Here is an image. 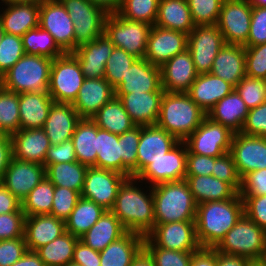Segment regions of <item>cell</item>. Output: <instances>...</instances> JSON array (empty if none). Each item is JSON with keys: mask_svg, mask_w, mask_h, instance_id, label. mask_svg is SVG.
I'll return each instance as SVG.
<instances>
[{"mask_svg": "<svg viewBox=\"0 0 266 266\" xmlns=\"http://www.w3.org/2000/svg\"><path fill=\"white\" fill-rule=\"evenodd\" d=\"M138 183L141 182L134 177L123 182L111 212L120 220L127 232H135L146 237L155 225L154 198L152 186H148L149 190L144 192Z\"/></svg>", "mask_w": 266, "mask_h": 266, "instance_id": "6da1fadb", "label": "cell"}, {"mask_svg": "<svg viewBox=\"0 0 266 266\" xmlns=\"http://www.w3.org/2000/svg\"><path fill=\"white\" fill-rule=\"evenodd\" d=\"M243 215L239 193L230 199L197 204L196 236L201 248H215Z\"/></svg>", "mask_w": 266, "mask_h": 266, "instance_id": "7a4b0ae2", "label": "cell"}, {"mask_svg": "<svg viewBox=\"0 0 266 266\" xmlns=\"http://www.w3.org/2000/svg\"><path fill=\"white\" fill-rule=\"evenodd\" d=\"M207 114L187 92L165 91L156 125L179 141H184L201 124Z\"/></svg>", "mask_w": 266, "mask_h": 266, "instance_id": "3957f363", "label": "cell"}, {"mask_svg": "<svg viewBox=\"0 0 266 266\" xmlns=\"http://www.w3.org/2000/svg\"><path fill=\"white\" fill-rule=\"evenodd\" d=\"M155 225L178 221H195L197 203L185 180L152 186Z\"/></svg>", "mask_w": 266, "mask_h": 266, "instance_id": "277c9868", "label": "cell"}, {"mask_svg": "<svg viewBox=\"0 0 266 266\" xmlns=\"http://www.w3.org/2000/svg\"><path fill=\"white\" fill-rule=\"evenodd\" d=\"M53 59L24 54L0 77V85L15 93L48 92Z\"/></svg>", "mask_w": 266, "mask_h": 266, "instance_id": "5b68a950", "label": "cell"}, {"mask_svg": "<svg viewBox=\"0 0 266 266\" xmlns=\"http://www.w3.org/2000/svg\"><path fill=\"white\" fill-rule=\"evenodd\" d=\"M214 249L250 260L265 259L266 231L243 215Z\"/></svg>", "mask_w": 266, "mask_h": 266, "instance_id": "8992f818", "label": "cell"}, {"mask_svg": "<svg viewBox=\"0 0 266 266\" xmlns=\"http://www.w3.org/2000/svg\"><path fill=\"white\" fill-rule=\"evenodd\" d=\"M84 79L78 59L64 53L52 61L48 93L55 103L72 104Z\"/></svg>", "mask_w": 266, "mask_h": 266, "instance_id": "52a82bcc", "label": "cell"}, {"mask_svg": "<svg viewBox=\"0 0 266 266\" xmlns=\"http://www.w3.org/2000/svg\"><path fill=\"white\" fill-rule=\"evenodd\" d=\"M152 25L130 21L118 13L108 14L104 34L115 45L136 58H144Z\"/></svg>", "mask_w": 266, "mask_h": 266, "instance_id": "ba28073f", "label": "cell"}, {"mask_svg": "<svg viewBox=\"0 0 266 266\" xmlns=\"http://www.w3.org/2000/svg\"><path fill=\"white\" fill-rule=\"evenodd\" d=\"M74 24L75 49L104 34L108 14L89 0H60Z\"/></svg>", "mask_w": 266, "mask_h": 266, "instance_id": "9c48e42d", "label": "cell"}, {"mask_svg": "<svg viewBox=\"0 0 266 266\" xmlns=\"http://www.w3.org/2000/svg\"><path fill=\"white\" fill-rule=\"evenodd\" d=\"M234 132L207 116L184 142L191 153L219 157L230 151Z\"/></svg>", "mask_w": 266, "mask_h": 266, "instance_id": "30bf717a", "label": "cell"}, {"mask_svg": "<svg viewBox=\"0 0 266 266\" xmlns=\"http://www.w3.org/2000/svg\"><path fill=\"white\" fill-rule=\"evenodd\" d=\"M39 26L48 31L64 53L75 50L74 24L60 0H41Z\"/></svg>", "mask_w": 266, "mask_h": 266, "instance_id": "8fae6325", "label": "cell"}, {"mask_svg": "<svg viewBox=\"0 0 266 266\" xmlns=\"http://www.w3.org/2000/svg\"><path fill=\"white\" fill-rule=\"evenodd\" d=\"M187 151L186 143L180 141L163 157L148 164L135 178L141 183H149V186L185 180Z\"/></svg>", "mask_w": 266, "mask_h": 266, "instance_id": "7c38bea8", "label": "cell"}, {"mask_svg": "<svg viewBox=\"0 0 266 266\" xmlns=\"http://www.w3.org/2000/svg\"><path fill=\"white\" fill-rule=\"evenodd\" d=\"M252 6L247 0H224L217 27L225 44L247 47Z\"/></svg>", "mask_w": 266, "mask_h": 266, "instance_id": "4fadbf2b", "label": "cell"}, {"mask_svg": "<svg viewBox=\"0 0 266 266\" xmlns=\"http://www.w3.org/2000/svg\"><path fill=\"white\" fill-rule=\"evenodd\" d=\"M128 177L118 172L88 167L81 197L92 200L106 211H111L119 187Z\"/></svg>", "mask_w": 266, "mask_h": 266, "instance_id": "5bb4252c", "label": "cell"}, {"mask_svg": "<svg viewBox=\"0 0 266 266\" xmlns=\"http://www.w3.org/2000/svg\"><path fill=\"white\" fill-rule=\"evenodd\" d=\"M224 44L216 24L195 26L188 34L187 49L199 74L211 71L214 59Z\"/></svg>", "mask_w": 266, "mask_h": 266, "instance_id": "9a60e30c", "label": "cell"}, {"mask_svg": "<svg viewBox=\"0 0 266 266\" xmlns=\"http://www.w3.org/2000/svg\"><path fill=\"white\" fill-rule=\"evenodd\" d=\"M147 237L164 249L196 252L201 248L196 236L195 221H178L154 225Z\"/></svg>", "mask_w": 266, "mask_h": 266, "instance_id": "2e32d148", "label": "cell"}, {"mask_svg": "<svg viewBox=\"0 0 266 266\" xmlns=\"http://www.w3.org/2000/svg\"><path fill=\"white\" fill-rule=\"evenodd\" d=\"M242 179L247 173L266 169V138L234 133L229 151Z\"/></svg>", "mask_w": 266, "mask_h": 266, "instance_id": "e0dca14e", "label": "cell"}, {"mask_svg": "<svg viewBox=\"0 0 266 266\" xmlns=\"http://www.w3.org/2000/svg\"><path fill=\"white\" fill-rule=\"evenodd\" d=\"M188 34L153 25L147 41L144 58L161 67L169 59L187 49Z\"/></svg>", "mask_w": 266, "mask_h": 266, "instance_id": "ac0fdd59", "label": "cell"}, {"mask_svg": "<svg viewBox=\"0 0 266 266\" xmlns=\"http://www.w3.org/2000/svg\"><path fill=\"white\" fill-rule=\"evenodd\" d=\"M45 166L12 157L0 182L21 202L44 178Z\"/></svg>", "mask_w": 266, "mask_h": 266, "instance_id": "d6986e66", "label": "cell"}, {"mask_svg": "<svg viewBox=\"0 0 266 266\" xmlns=\"http://www.w3.org/2000/svg\"><path fill=\"white\" fill-rule=\"evenodd\" d=\"M114 90L115 95L165 92L161 84L160 67L152 65L145 58H137Z\"/></svg>", "mask_w": 266, "mask_h": 266, "instance_id": "ffe728a7", "label": "cell"}, {"mask_svg": "<svg viewBox=\"0 0 266 266\" xmlns=\"http://www.w3.org/2000/svg\"><path fill=\"white\" fill-rule=\"evenodd\" d=\"M180 141L158 125L142 126L137 149V175L150 163L163 157Z\"/></svg>", "mask_w": 266, "mask_h": 266, "instance_id": "44dd1931", "label": "cell"}, {"mask_svg": "<svg viewBox=\"0 0 266 266\" xmlns=\"http://www.w3.org/2000/svg\"><path fill=\"white\" fill-rule=\"evenodd\" d=\"M160 71L162 88L167 92H188L199 75L188 49L169 59Z\"/></svg>", "mask_w": 266, "mask_h": 266, "instance_id": "7402d4cb", "label": "cell"}, {"mask_svg": "<svg viewBox=\"0 0 266 266\" xmlns=\"http://www.w3.org/2000/svg\"><path fill=\"white\" fill-rule=\"evenodd\" d=\"M115 45L105 34L75 49L72 54L78 59L85 78H104L107 59Z\"/></svg>", "mask_w": 266, "mask_h": 266, "instance_id": "603a6c76", "label": "cell"}, {"mask_svg": "<svg viewBox=\"0 0 266 266\" xmlns=\"http://www.w3.org/2000/svg\"><path fill=\"white\" fill-rule=\"evenodd\" d=\"M114 96L115 90L105 78H85L72 105L81 118L91 119Z\"/></svg>", "mask_w": 266, "mask_h": 266, "instance_id": "cb8c5ba5", "label": "cell"}, {"mask_svg": "<svg viewBox=\"0 0 266 266\" xmlns=\"http://www.w3.org/2000/svg\"><path fill=\"white\" fill-rule=\"evenodd\" d=\"M10 138L14 158L44 165L51 143L43 128L19 129Z\"/></svg>", "mask_w": 266, "mask_h": 266, "instance_id": "d4e9b609", "label": "cell"}, {"mask_svg": "<svg viewBox=\"0 0 266 266\" xmlns=\"http://www.w3.org/2000/svg\"><path fill=\"white\" fill-rule=\"evenodd\" d=\"M164 92H142L115 95L136 126L155 125Z\"/></svg>", "mask_w": 266, "mask_h": 266, "instance_id": "484cf974", "label": "cell"}, {"mask_svg": "<svg viewBox=\"0 0 266 266\" xmlns=\"http://www.w3.org/2000/svg\"><path fill=\"white\" fill-rule=\"evenodd\" d=\"M66 232L65 221L51 215L26 216L24 238L28 250L50 243Z\"/></svg>", "mask_w": 266, "mask_h": 266, "instance_id": "4316f807", "label": "cell"}, {"mask_svg": "<svg viewBox=\"0 0 266 266\" xmlns=\"http://www.w3.org/2000/svg\"><path fill=\"white\" fill-rule=\"evenodd\" d=\"M80 120L72 104L54 102L43 127L51 145L71 139Z\"/></svg>", "mask_w": 266, "mask_h": 266, "instance_id": "83f0119b", "label": "cell"}, {"mask_svg": "<svg viewBox=\"0 0 266 266\" xmlns=\"http://www.w3.org/2000/svg\"><path fill=\"white\" fill-rule=\"evenodd\" d=\"M234 89L232 84L209 72L199 74L187 93L207 114L217 102Z\"/></svg>", "mask_w": 266, "mask_h": 266, "instance_id": "f1b7e54d", "label": "cell"}, {"mask_svg": "<svg viewBox=\"0 0 266 266\" xmlns=\"http://www.w3.org/2000/svg\"><path fill=\"white\" fill-rule=\"evenodd\" d=\"M5 7L0 11L5 33L22 37L27 31L39 26L40 1L8 4Z\"/></svg>", "mask_w": 266, "mask_h": 266, "instance_id": "f546056e", "label": "cell"}, {"mask_svg": "<svg viewBox=\"0 0 266 266\" xmlns=\"http://www.w3.org/2000/svg\"><path fill=\"white\" fill-rule=\"evenodd\" d=\"M210 73L235 87L246 76L245 47L224 44L214 59Z\"/></svg>", "mask_w": 266, "mask_h": 266, "instance_id": "4dcf8cb0", "label": "cell"}, {"mask_svg": "<svg viewBox=\"0 0 266 266\" xmlns=\"http://www.w3.org/2000/svg\"><path fill=\"white\" fill-rule=\"evenodd\" d=\"M144 238L135 232H126L100 251V266H131L144 249Z\"/></svg>", "mask_w": 266, "mask_h": 266, "instance_id": "1f68e13d", "label": "cell"}, {"mask_svg": "<svg viewBox=\"0 0 266 266\" xmlns=\"http://www.w3.org/2000/svg\"><path fill=\"white\" fill-rule=\"evenodd\" d=\"M248 113L249 108L234 89L214 105L207 113V117L216 123L222 124L232 132L239 133Z\"/></svg>", "mask_w": 266, "mask_h": 266, "instance_id": "d6a6232c", "label": "cell"}, {"mask_svg": "<svg viewBox=\"0 0 266 266\" xmlns=\"http://www.w3.org/2000/svg\"><path fill=\"white\" fill-rule=\"evenodd\" d=\"M53 103L48 92L19 93L20 129L43 128Z\"/></svg>", "mask_w": 266, "mask_h": 266, "instance_id": "836d02e7", "label": "cell"}, {"mask_svg": "<svg viewBox=\"0 0 266 266\" xmlns=\"http://www.w3.org/2000/svg\"><path fill=\"white\" fill-rule=\"evenodd\" d=\"M126 232L120 220L111 211H106L80 240L100 252Z\"/></svg>", "mask_w": 266, "mask_h": 266, "instance_id": "e575fe53", "label": "cell"}, {"mask_svg": "<svg viewBox=\"0 0 266 266\" xmlns=\"http://www.w3.org/2000/svg\"><path fill=\"white\" fill-rule=\"evenodd\" d=\"M154 25L189 34L195 28V25L187 0H159Z\"/></svg>", "mask_w": 266, "mask_h": 266, "instance_id": "d590c367", "label": "cell"}, {"mask_svg": "<svg viewBox=\"0 0 266 266\" xmlns=\"http://www.w3.org/2000/svg\"><path fill=\"white\" fill-rule=\"evenodd\" d=\"M197 204L233 198L238 192L227 182L213 175L185 176Z\"/></svg>", "mask_w": 266, "mask_h": 266, "instance_id": "8d00e7d4", "label": "cell"}, {"mask_svg": "<svg viewBox=\"0 0 266 266\" xmlns=\"http://www.w3.org/2000/svg\"><path fill=\"white\" fill-rule=\"evenodd\" d=\"M98 129L92 119L81 118L71 138L77 161L88 167H95Z\"/></svg>", "mask_w": 266, "mask_h": 266, "instance_id": "74e56055", "label": "cell"}, {"mask_svg": "<svg viewBox=\"0 0 266 266\" xmlns=\"http://www.w3.org/2000/svg\"><path fill=\"white\" fill-rule=\"evenodd\" d=\"M91 119L100 129L118 135L136 126L124 109L122 101L116 96L104 104Z\"/></svg>", "mask_w": 266, "mask_h": 266, "instance_id": "f35d334b", "label": "cell"}, {"mask_svg": "<svg viewBox=\"0 0 266 266\" xmlns=\"http://www.w3.org/2000/svg\"><path fill=\"white\" fill-rule=\"evenodd\" d=\"M106 212L92 200L80 197L69 218L65 221L66 231L80 238Z\"/></svg>", "mask_w": 266, "mask_h": 266, "instance_id": "ab89813d", "label": "cell"}, {"mask_svg": "<svg viewBox=\"0 0 266 266\" xmlns=\"http://www.w3.org/2000/svg\"><path fill=\"white\" fill-rule=\"evenodd\" d=\"M87 169L88 166L78 161L69 163L62 162L47 166L45 168V174L46 178L54 186L75 190L81 194Z\"/></svg>", "mask_w": 266, "mask_h": 266, "instance_id": "60d3db41", "label": "cell"}, {"mask_svg": "<svg viewBox=\"0 0 266 266\" xmlns=\"http://www.w3.org/2000/svg\"><path fill=\"white\" fill-rule=\"evenodd\" d=\"M97 158L95 167L122 174L121 142L118 134L97 130Z\"/></svg>", "mask_w": 266, "mask_h": 266, "instance_id": "b9f144b4", "label": "cell"}, {"mask_svg": "<svg viewBox=\"0 0 266 266\" xmlns=\"http://www.w3.org/2000/svg\"><path fill=\"white\" fill-rule=\"evenodd\" d=\"M79 239L66 231L35 252L43 260L45 266H66L72 262L74 249Z\"/></svg>", "mask_w": 266, "mask_h": 266, "instance_id": "7bdbcfd3", "label": "cell"}, {"mask_svg": "<svg viewBox=\"0 0 266 266\" xmlns=\"http://www.w3.org/2000/svg\"><path fill=\"white\" fill-rule=\"evenodd\" d=\"M55 186L46 177L21 202L26 216L50 215Z\"/></svg>", "mask_w": 266, "mask_h": 266, "instance_id": "ee69618b", "label": "cell"}, {"mask_svg": "<svg viewBox=\"0 0 266 266\" xmlns=\"http://www.w3.org/2000/svg\"><path fill=\"white\" fill-rule=\"evenodd\" d=\"M22 41L25 54L46 56L51 59L64 54L55 43L53 36L40 26L27 31L22 36Z\"/></svg>", "mask_w": 266, "mask_h": 266, "instance_id": "f6af8a7d", "label": "cell"}, {"mask_svg": "<svg viewBox=\"0 0 266 266\" xmlns=\"http://www.w3.org/2000/svg\"><path fill=\"white\" fill-rule=\"evenodd\" d=\"M0 128L11 136L20 129L19 94L0 85Z\"/></svg>", "mask_w": 266, "mask_h": 266, "instance_id": "bcb514c9", "label": "cell"}, {"mask_svg": "<svg viewBox=\"0 0 266 266\" xmlns=\"http://www.w3.org/2000/svg\"><path fill=\"white\" fill-rule=\"evenodd\" d=\"M142 126H135L131 130L118 135L121 142L122 175L128 178L137 176V149Z\"/></svg>", "mask_w": 266, "mask_h": 266, "instance_id": "7dc6e473", "label": "cell"}, {"mask_svg": "<svg viewBox=\"0 0 266 266\" xmlns=\"http://www.w3.org/2000/svg\"><path fill=\"white\" fill-rule=\"evenodd\" d=\"M159 0H122L118 14L130 21L154 25L158 13Z\"/></svg>", "mask_w": 266, "mask_h": 266, "instance_id": "c3c4849f", "label": "cell"}, {"mask_svg": "<svg viewBox=\"0 0 266 266\" xmlns=\"http://www.w3.org/2000/svg\"><path fill=\"white\" fill-rule=\"evenodd\" d=\"M144 250L153 259L155 266H190L194 254L157 247L147 236L144 238Z\"/></svg>", "mask_w": 266, "mask_h": 266, "instance_id": "681fc988", "label": "cell"}, {"mask_svg": "<svg viewBox=\"0 0 266 266\" xmlns=\"http://www.w3.org/2000/svg\"><path fill=\"white\" fill-rule=\"evenodd\" d=\"M137 58L122 48L114 47L107 59L104 78L115 88L125 77L128 69Z\"/></svg>", "mask_w": 266, "mask_h": 266, "instance_id": "f907efd6", "label": "cell"}, {"mask_svg": "<svg viewBox=\"0 0 266 266\" xmlns=\"http://www.w3.org/2000/svg\"><path fill=\"white\" fill-rule=\"evenodd\" d=\"M224 0H187L195 26L215 25Z\"/></svg>", "mask_w": 266, "mask_h": 266, "instance_id": "816d5d0a", "label": "cell"}, {"mask_svg": "<svg viewBox=\"0 0 266 266\" xmlns=\"http://www.w3.org/2000/svg\"><path fill=\"white\" fill-rule=\"evenodd\" d=\"M235 90L249 109L266 102V79L245 76L235 86Z\"/></svg>", "mask_w": 266, "mask_h": 266, "instance_id": "f5cc1de1", "label": "cell"}, {"mask_svg": "<svg viewBox=\"0 0 266 266\" xmlns=\"http://www.w3.org/2000/svg\"><path fill=\"white\" fill-rule=\"evenodd\" d=\"M25 54L22 37L5 33L0 43V77Z\"/></svg>", "mask_w": 266, "mask_h": 266, "instance_id": "db71d44e", "label": "cell"}, {"mask_svg": "<svg viewBox=\"0 0 266 266\" xmlns=\"http://www.w3.org/2000/svg\"><path fill=\"white\" fill-rule=\"evenodd\" d=\"M81 194L78 191L55 186L51 216L66 221L77 204Z\"/></svg>", "mask_w": 266, "mask_h": 266, "instance_id": "11a10c76", "label": "cell"}, {"mask_svg": "<svg viewBox=\"0 0 266 266\" xmlns=\"http://www.w3.org/2000/svg\"><path fill=\"white\" fill-rule=\"evenodd\" d=\"M212 175L219 180L229 183L238 193L241 188V178L236 170L235 161L230 152L214 157Z\"/></svg>", "mask_w": 266, "mask_h": 266, "instance_id": "9f6ffc18", "label": "cell"}, {"mask_svg": "<svg viewBox=\"0 0 266 266\" xmlns=\"http://www.w3.org/2000/svg\"><path fill=\"white\" fill-rule=\"evenodd\" d=\"M246 76L266 79V43L245 47Z\"/></svg>", "mask_w": 266, "mask_h": 266, "instance_id": "6f0895ef", "label": "cell"}, {"mask_svg": "<svg viewBox=\"0 0 266 266\" xmlns=\"http://www.w3.org/2000/svg\"><path fill=\"white\" fill-rule=\"evenodd\" d=\"M24 212L0 214V241L24 237Z\"/></svg>", "mask_w": 266, "mask_h": 266, "instance_id": "680465c9", "label": "cell"}, {"mask_svg": "<svg viewBox=\"0 0 266 266\" xmlns=\"http://www.w3.org/2000/svg\"><path fill=\"white\" fill-rule=\"evenodd\" d=\"M241 133L266 138V102L249 109Z\"/></svg>", "mask_w": 266, "mask_h": 266, "instance_id": "91938a15", "label": "cell"}, {"mask_svg": "<svg viewBox=\"0 0 266 266\" xmlns=\"http://www.w3.org/2000/svg\"><path fill=\"white\" fill-rule=\"evenodd\" d=\"M27 251L24 237L0 241V266H11Z\"/></svg>", "mask_w": 266, "mask_h": 266, "instance_id": "94428289", "label": "cell"}, {"mask_svg": "<svg viewBox=\"0 0 266 266\" xmlns=\"http://www.w3.org/2000/svg\"><path fill=\"white\" fill-rule=\"evenodd\" d=\"M244 215L266 231V195L241 196Z\"/></svg>", "mask_w": 266, "mask_h": 266, "instance_id": "6125c7cd", "label": "cell"}, {"mask_svg": "<svg viewBox=\"0 0 266 266\" xmlns=\"http://www.w3.org/2000/svg\"><path fill=\"white\" fill-rule=\"evenodd\" d=\"M266 43V7H253L247 46Z\"/></svg>", "mask_w": 266, "mask_h": 266, "instance_id": "be15d7a7", "label": "cell"}, {"mask_svg": "<svg viewBox=\"0 0 266 266\" xmlns=\"http://www.w3.org/2000/svg\"><path fill=\"white\" fill-rule=\"evenodd\" d=\"M240 196L266 195V169L247 173L241 179Z\"/></svg>", "mask_w": 266, "mask_h": 266, "instance_id": "e7e4bbea", "label": "cell"}, {"mask_svg": "<svg viewBox=\"0 0 266 266\" xmlns=\"http://www.w3.org/2000/svg\"><path fill=\"white\" fill-rule=\"evenodd\" d=\"M76 154L72 140H66L60 144L51 145L44 161L45 168L51 164L62 162H76Z\"/></svg>", "mask_w": 266, "mask_h": 266, "instance_id": "03108f58", "label": "cell"}, {"mask_svg": "<svg viewBox=\"0 0 266 266\" xmlns=\"http://www.w3.org/2000/svg\"><path fill=\"white\" fill-rule=\"evenodd\" d=\"M214 157L199 155L187 151L186 176L212 175Z\"/></svg>", "mask_w": 266, "mask_h": 266, "instance_id": "003e7915", "label": "cell"}, {"mask_svg": "<svg viewBox=\"0 0 266 266\" xmlns=\"http://www.w3.org/2000/svg\"><path fill=\"white\" fill-rule=\"evenodd\" d=\"M72 262L81 266H100V252L88 247L79 239L74 249Z\"/></svg>", "mask_w": 266, "mask_h": 266, "instance_id": "a7ac6f4b", "label": "cell"}, {"mask_svg": "<svg viewBox=\"0 0 266 266\" xmlns=\"http://www.w3.org/2000/svg\"><path fill=\"white\" fill-rule=\"evenodd\" d=\"M12 212H23L21 201L0 182V214Z\"/></svg>", "mask_w": 266, "mask_h": 266, "instance_id": "89a4df30", "label": "cell"}, {"mask_svg": "<svg viewBox=\"0 0 266 266\" xmlns=\"http://www.w3.org/2000/svg\"><path fill=\"white\" fill-rule=\"evenodd\" d=\"M190 266H217L216 250L200 248L194 252Z\"/></svg>", "mask_w": 266, "mask_h": 266, "instance_id": "2644e50d", "label": "cell"}, {"mask_svg": "<svg viewBox=\"0 0 266 266\" xmlns=\"http://www.w3.org/2000/svg\"><path fill=\"white\" fill-rule=\"evenodd\" d=\"M12 157V141L10 136H7L2 142H0V180Z\"/></svg>", "mask_w": 266, "mask_h": 266, "instance_id": "8c879c8a", "label": "cell"}, {"mask_svg": "<svg viewBox=\"0 0 266 266\" xmlns=\"http://www.w3.org/2000/svg\"><path fill=\"white\" fill-rule=\"evenodd\" d=\"M217 266H247L250 259L216 251Z\"/></svg>", "mask_w": 266, "mask_h": 266, "instance_id": "753ad0ef", "label": "cell"}, {"mask_svg": "<svg viewBox=\"0 0 266 266\" xmlns=\"http://www.w3.org/2000/svg\"><path fill=\"white\" fill-rule=\"evenodd\" d=\"M11 266H45L42 259L35 251L28 250L22 258L14 262Z\"/></svg>", "mask_w": 266, "mask_h": 266, "instance_id": "34e18365", "label": "cell"}, {"mask_svg": "<svg viewBox=\"0 0 266 266\" xmlns=\"http://www.w3.org/2000/svg\"><path fill=\"white\" fill-rule=\"evenodd\" d=\"M97 7L103 9L107 14L118 13L122 0H89Z\"/></svg>", "mask_w": 266, "mask_h": 266, "instance_id": "11e5206c", "label": "cell"}, {"mask_svg": "<svg viewBox=\"0 0 266 266\" xmlns=\"http://www.w3.org/2000/svg\"><path fill=\"white\" fill-rule=\"evenodd\" d=\"M131 266H155L153 259L143 249L132 262Z\"/></svg>", "mask_w": 266, "mask_h": 266, "instance_id": "2a66077c", "label": "cell"}, {"mask_svg": "<svg viewBox=\"0 0 266 266\" xmlns=\"http://www.w3.org/2000/svg\"><path fill=\"white\" fill-rule=\"evenodd\" d=\"M5 5L15 4V3H29V2H39L41 0H1Z\"/></svg>", "mask_w": 266, "mask_h": 266, "instance_id": "b9fcfbb0", "label": "cell"}, {"mask_svg": "<svg viewBox=\"0 0 266 266\" xmlns=\"http://www.w3.org/2000/svg\"><path fill=\"white\" fill-rule=\"evenodd\" d=\"M253 7H266V0H247Z\"/></svg>", "mask_w": 266, "mask_h": 266, "instance_id": "09005b40", "label": "cell"}, {"mask_svg": "<svg viewBox=\"0 0 266 266\" xmlns=\"http://www.w3.org/2000/svg\"><path fill=\"white\" fill-rule=\"evenodd\" d=\"M247 266H266V258L261 260H250Z\"/></svg>", "mask_w": 266, "mask_h": 266, "instance_id": "979ff035", "label": "cell"}, {"mask_svg": "<svg viewBox=\"0 0 266 266\" xmlns=\"http://www.w3.org/2000/svg\"><path fill=\"white\" fill-rule=\"evenodd\" d=\"M8 135L0 128V142H2Z\"/></svg>", "mask_w": 266, "mask_h": 266, "instance_id": "deb4b68c", "label": "cell"}, {"mask_svg": "<svg viewBox=\"0 0 266 266\" xmlns=\"http://www.w3.org/2000/svg\"><path fill=\"white\" fill-rule=\"evenodd\" d=\"M4 34H5V32H4L3 28H2V24H1V21H0V43H1L2 39H3Z\"/></svg>", "mask_w": 266, "mask_h": 266, "instance_id": "67dfc351", "label": "cell"}, {"mask_svg": "<svg viewBox=\"0 0 266 266\" xmlns=\"http://www.w3.org/2000/svg\"><path fill=\"white\" fill-rule=\"evenodd\" d=\"M66 266H81V265H78V264H75V263H73V262H70V263H68Z\"/></svg>", "mask_w": 266, "mask_h": 266, "instance_id": "b62a3aed", "label": "cell"}]
</instances>
